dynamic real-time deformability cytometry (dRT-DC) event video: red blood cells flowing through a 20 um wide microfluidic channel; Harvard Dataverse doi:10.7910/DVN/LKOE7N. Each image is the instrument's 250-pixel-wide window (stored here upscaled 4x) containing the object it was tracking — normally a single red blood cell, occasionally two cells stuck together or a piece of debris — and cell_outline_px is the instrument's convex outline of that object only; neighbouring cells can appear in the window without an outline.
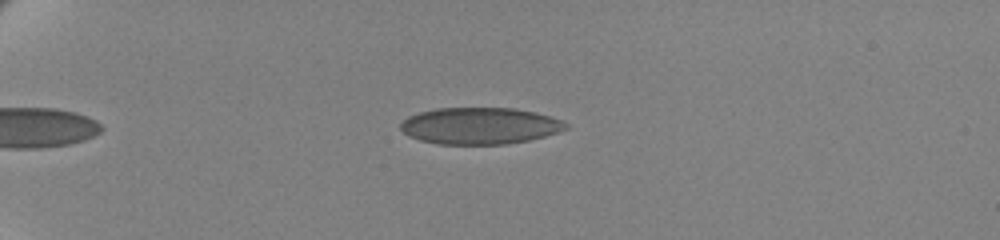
{"species": "human", "species_latin": "Homo sapiens", "temperature_condition": "cold", "stored_images_in_passage": 46, "camera_frame_rate_fps": 3000, "um_per_image_px": 0.085, "donor": {"sex": "female"}, "frame": {"image": 1, "passage_image": 3, "time_ms": 0.667, "image_size_px": [1000, 240], "cell_outline_px": [[568, 128], [544, 136], [528, 140], [504, 144], [440, 144], [420, 140], [408, 136], [400, 128], [400, 124], [408, 116], [420, 112], [436, 108], [516, 108], [536, 112], [564, 120], [568, 124]], "centroid_in_image_um": [40.79, 10.69], "position_along_channel_um": 44.2, "area_um2": 35.32}}
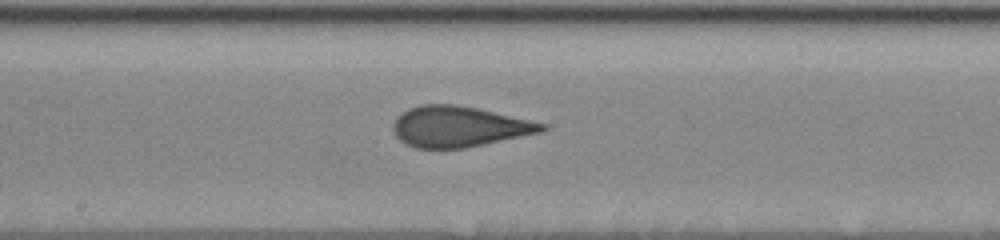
{"frame": {"image": 2, "passage_image": 22, "time_ms": 7.0, "image_size_px": [1000, 240], "cell_outline_px": [[548, 128], [540, 132], [464, 148], [416, 148], [400, 140], [396, 136], [392, 128], [392, 124], [396, 116], [408, 108], [420, 104], [456, 104], [476, 108], [548, 124]], "centroid_in_image_um": [38.97, 10.75], "position_along_channel_um": 209.2, "area_um2": 35.08}}
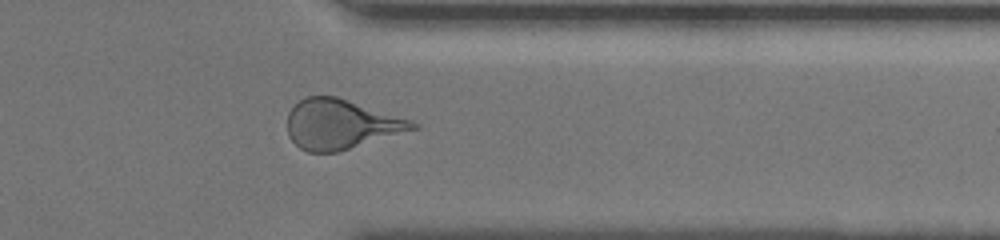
{"frame": {"image": 3, "passage_image": 37, "time_ms": 12.0, "image_size_px": [1000, 240], "cell_outline_px": [[420, 128], [336, 152], [308, 152], [300, 148], [288, 136], [288, 112], [304, 96], [336, 96], [412, 120], [420, 124]], "centroid_in_image_um": [28.98, 10.56], "position_along_channel_um": 382.4, "area_um2": 36.13}, "authors_computed_cell_mechanics": {"area_um2": 35.8649, "velocity_mm_per_s": 3.4749, "shape_relaxation_time_tau1_ms": null, "shape_relaxation_time_tau2_ms": 0.8121, "deformation_change_tau1": null, "deformation_change_tau2": 0.0629}}